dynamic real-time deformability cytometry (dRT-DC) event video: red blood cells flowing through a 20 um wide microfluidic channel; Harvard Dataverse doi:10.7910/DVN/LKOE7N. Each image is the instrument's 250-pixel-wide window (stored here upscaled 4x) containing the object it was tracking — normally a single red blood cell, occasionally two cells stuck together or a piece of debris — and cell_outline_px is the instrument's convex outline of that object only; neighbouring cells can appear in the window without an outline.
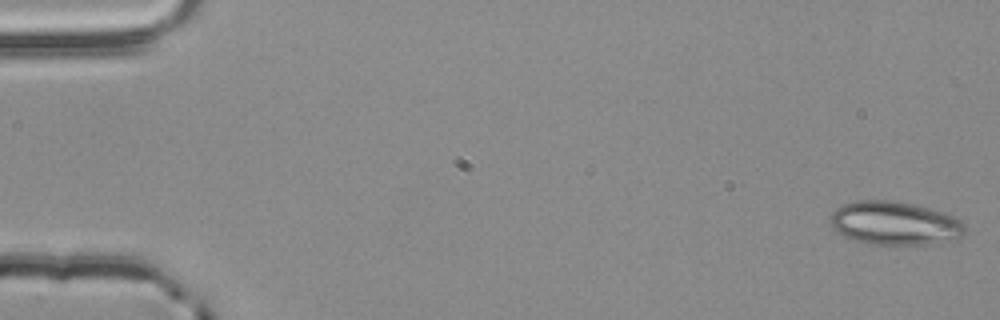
{"species": "common noctule bat (a hibernating species)", "species_latin": "Nyctalus noctula", "temperature_condition": "room temperature", "stored_images_in_passage": 18, "camera_frame_rate_fps": 3000, "um_per_image_px": 0.085, "animal": {"sex": "male", "body_mass_g": 20.4}, "frame": {"image": 1, "passage_image": 1, "time_ms": 0.0, "image_size_px": [1000, 320], "cell_outline_px": [[964, 236], [924, 244], [876, 244], [856, 240], [844, 236], [836, 232], [832, 228], [828, 220], [832, 212], [836, 208], [844, 204], [860, 200], [888, 200], [912, 204], [928, 208], [952, 216], [960, 220], [964, 224]], "centroid_in_image_um": [75.97, 18.96], "position_along_channel_um": 9.0, "area_um2": 33.58}}